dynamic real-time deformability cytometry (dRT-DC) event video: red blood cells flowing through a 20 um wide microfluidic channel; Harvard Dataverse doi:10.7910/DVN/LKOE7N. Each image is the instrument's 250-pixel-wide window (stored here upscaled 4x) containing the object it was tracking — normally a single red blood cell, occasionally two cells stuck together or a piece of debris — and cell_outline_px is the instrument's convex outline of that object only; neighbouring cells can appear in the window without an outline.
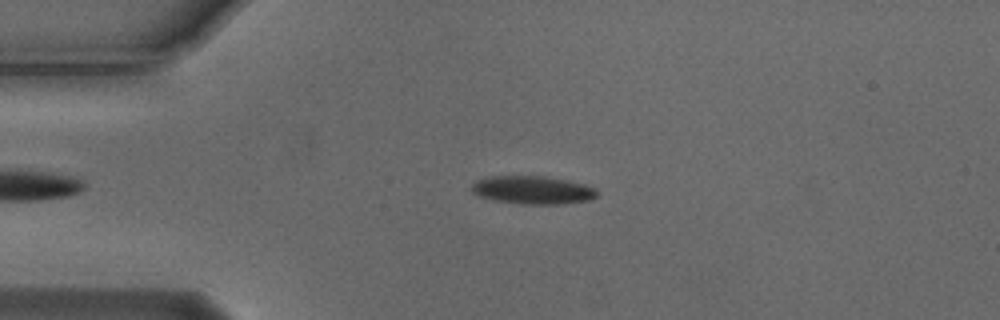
{"species": "Egyptian fruit bat (a non-hibernating species)", "species_latin": "Rousettus aegyptiacus", "temperature_condition": "cold", "stored_images_in_passage": 48, "camera_frame_rate_fps": 3000, "um_per_image_px": 0.085, "animal": {"sex": "male"}, "frame": {"image": 1, "passage_image": 11, "time_ms": 3.333, "image_size_px": [1000, 320], "cell_outline_px": [[596, 196], [588, 200], [564, 204], [520, 204], [492, 200], [476, 196], [472, 192], [472, 184], [476, 180], [488, 176], [544, 176], [568, 180], [584, 184], [592, 188], [596, 192]], "centroid_in_image_um": [45.2, 16.15], "position_along_channel_um": 39.8, "area_um2": 20.63}}
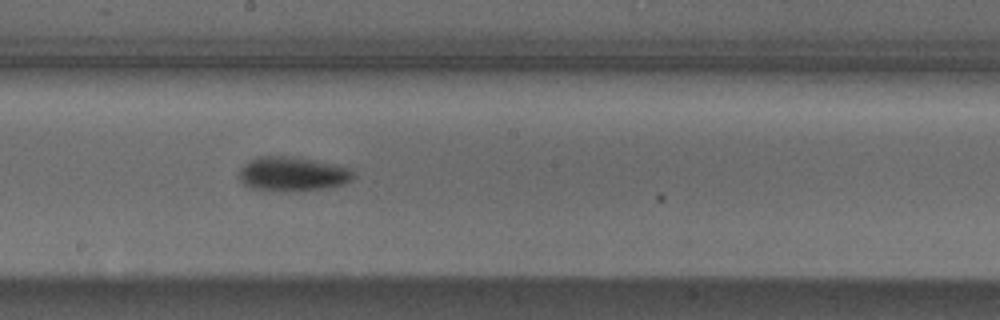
{"frame": {"image": 2, "passage_image": 28, "time_ms": 9.0, "image_size_px": [1000, 320], "cell_outline_px": [[356, 176], [352, 180], [344, 184], [324, 188], [288, 192], [252, 188], [244, 184], [240, 180], [240, 168], [244, 164], [260, 156], [288, 156], [336, 164], [348, 168]], "centroid_in_image_um": [24.88, 14.8], "position_along_channel_um": 223.3, "area_um2": 22.72}}
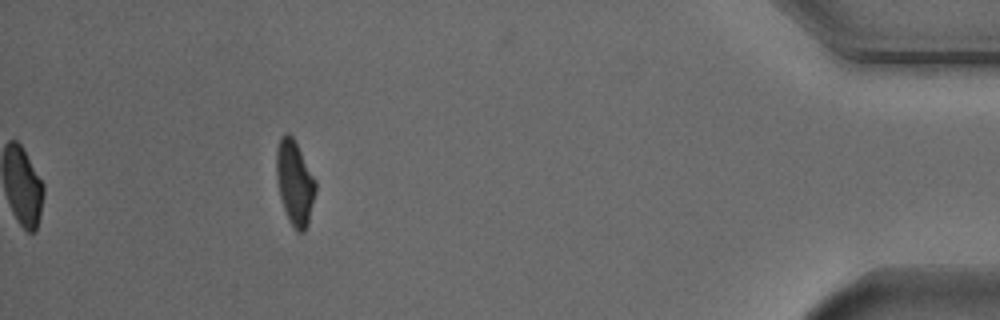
{"frame": {"image": 3, "passage_image": 48, "time_ms": 15.667, "image_size_px": [1000, 320], "cell_outline_px": [[316, 192], [308, 224], [304, 232], [296, 232], [288, 220], [280, 196], [276, 176], [276, 148], [280, 136], [284, 132], [288, 132], [292, 136], [316, 180]], "centroid_in_image_um": [25.05, 15.53], "position_along_channel_um": 410.2, "area_um2": 19.42}, "authors_computed_cell_mechanics": {"area_um2": 20.7213, "velocity_mm_per_s": 3.7198, "shape_relaxation_time_tau1_ms": 3.7026, "shape_relaxation_time_tau2_ms": 5.6372, "deformation_change_tau1": 0.1351, "deformation_change_tau2": 0.1098}}